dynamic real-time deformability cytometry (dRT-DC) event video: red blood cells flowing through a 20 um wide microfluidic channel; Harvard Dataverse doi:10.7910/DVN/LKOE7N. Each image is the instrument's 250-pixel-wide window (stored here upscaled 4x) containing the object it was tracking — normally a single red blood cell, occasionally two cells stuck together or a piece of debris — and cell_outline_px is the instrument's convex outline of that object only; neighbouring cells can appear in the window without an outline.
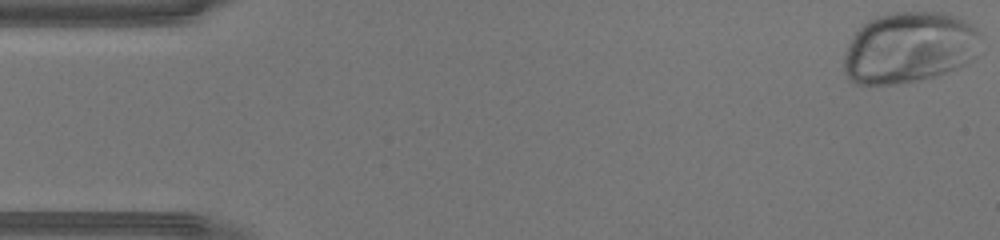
{"species": "human", "species_latin": "Homo sapiens", "temperature_condition": "warm", "stored_images_in_passage": 43, "camera_frame_rate_fps": 3000, "um_per_image_px": 0.085, "donor": {"sex": "male"}, "frame": {"image": 1, "passage_image": 1, "time_ms": 0.0, "image_size_px": [1000, 240], "cell_outline_px": [[984, 36], [968, 64], [948, 72], [936, 76], [920, 80], [896, 84], [852, 84], [848, 80], [844, 72], [844, 56], [848, 44], [856, 32], [868, 20], [876, 16], [896, 12], [944, 12], [964, 20], [972, 24]], "centroid_in_image_um": [77.29, 4.05], "position_along_channel_um": 7.7, "area_um2": 57.22}}
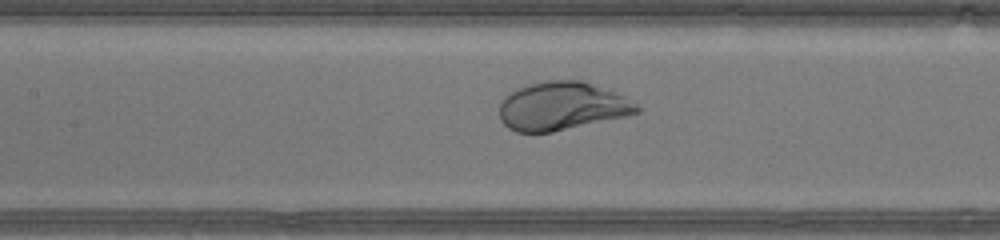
{"frame": {"image": 2, "passage_image": 20, "time_ms": 6.333, "image_size_px": [1000, 240], "cell_outline_px": [[640, 112], [628, 116], [552, 132], [516, 132], [508, 128], [500, 120], [500, 104], [504, 96], [516, 88], [528, 84], [548, 80], [580, 80], [592, 84], [624, 96], [636, 104], [640, 108]], "centroid_in_image_um": [47.74, 9.03], "position_along_channel_um": 159.7, "area_um2": 38.67}}
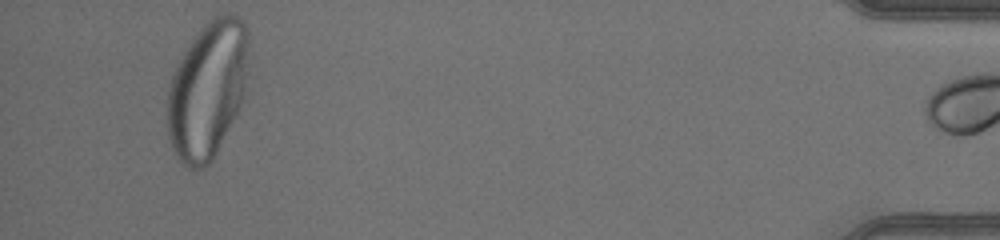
{"frame": {"image": 3, "passage_image": 42, "time_ms": 13.667, "image_size_px": [1000, 240], "cell_outline_px": [[248, 44], [244, 100], [240, 108], [212, 160], [204, 168], [188, 168], [176, 156], [168, 136], [168, 92], [172, 76], [176, 64], [192, 40], [204, 24], [208, 20], [224, 12], [232, 12], [240, 16], [244, 20], [248, 28]], "centroid_in_image_um": [17.67, 7.59], "position_along_channel_um": 417.5, "area_um2": 65.14}}